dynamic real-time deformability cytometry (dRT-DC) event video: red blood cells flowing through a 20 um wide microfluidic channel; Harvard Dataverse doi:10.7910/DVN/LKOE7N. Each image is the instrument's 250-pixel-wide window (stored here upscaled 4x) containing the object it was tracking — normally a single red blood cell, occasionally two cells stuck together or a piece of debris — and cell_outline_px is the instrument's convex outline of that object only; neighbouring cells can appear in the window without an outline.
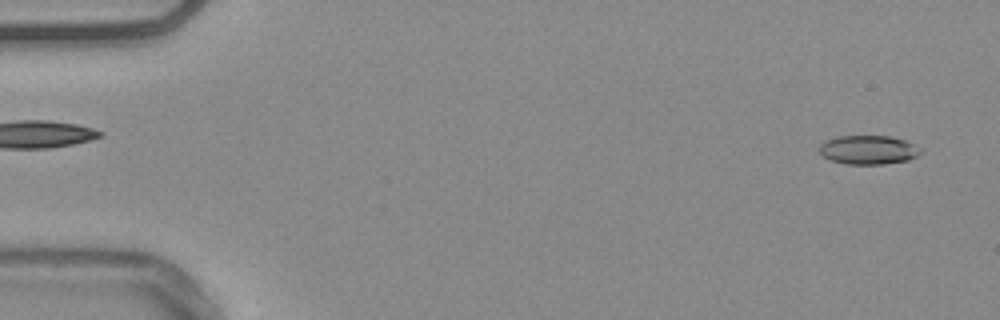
{"species": "common noctule bat (a hibernating species)", "species_latin": "Nyctalus noctula", "temperature_condition": "warm", "stored_images_in_passage": 53, "camera_frame_rate_fps": 3000, "um_per_image_px": 0.085, "animal": {"sex": "male", "body_mass_g": 20.4}, "frame": {"image": 1, "passage_image": 2, "time_ms": 0.333, "image_size_px": [1000, 320], "cell_outline_px": [[924, 152], [908, 160], [884, 164], [848, 164], [832, 160], [824, 156], [820, 152], [820, 144], [836, 136], [892, 136], [904, 140], [920, 148]], "centroid_in_image_um": [73.84, 12.73], "position_along_channel_um": 11.2, "area_um2": 16.94}}
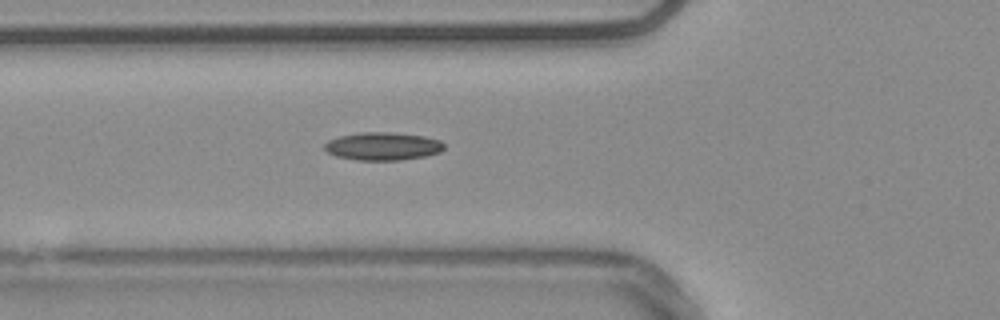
{"frame": {"image": 2, "passage_image": 19, "time_ms": 6.0, "image_size_px": [1000, 320], "cell_outline_px": [[444, 148], [440, 152], [424, 156], [400, 160], [356, 160], [336, 156], [328, 152], [324, 148], [324, 144], [328, 140], [340, 136], [360, 132], [392, 132], [424, 136], [440, 140], [444, 144]], "centroid_in_image_um": [32.53, 12.42], "position_along_channel_um": 93.3, "area_um2": 19.48}}
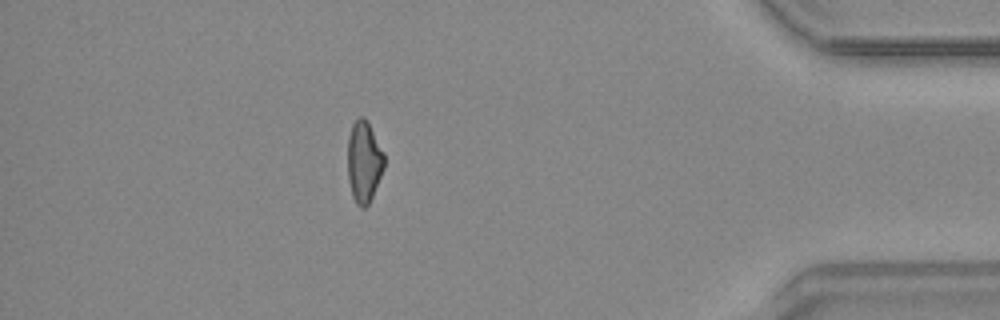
{"frame": {"image": 3, "passage_image": 47, "time_ms": 15.333, "image_size_px": [1000, 320], "cell_outline_px": [[384, 168], [372, 196], [368, 204], [364, 208], [360, 208], [356, 204], [352, 196], [348, 180], [348, 136], [352, 124], [360, 116], [364, 116], [368, 120], [384, 152]], "centroid_in_image_um": [30.93, 13.72], "position_along_channel_um": 404.3, "area_um2": 17.51}, "authors_computed_cell_mechanics": {"area_um2": 17.7446, "velocity_mm_per_s": 3.7952, "shape_relaxation_time_tau1_ms": null, "shape_relaxation_time_tau2_ms": 3.0491, "deformation_change_tau1": null, "deformation_change_tau2": 0.0952}}